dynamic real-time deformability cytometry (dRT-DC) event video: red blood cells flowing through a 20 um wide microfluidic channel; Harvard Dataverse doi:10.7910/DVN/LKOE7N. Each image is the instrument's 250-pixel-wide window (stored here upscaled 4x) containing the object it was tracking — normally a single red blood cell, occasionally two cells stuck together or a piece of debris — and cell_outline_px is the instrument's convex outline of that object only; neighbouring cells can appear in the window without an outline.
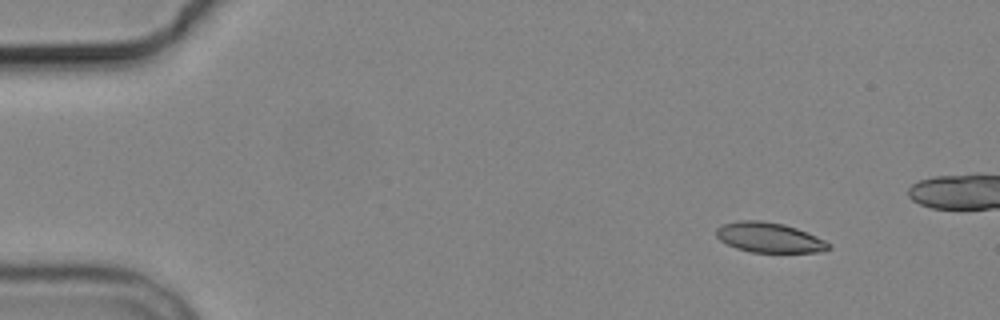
{"species": "common noctule bat (a hibernating species)", "species_latin": "Nyctalus noctula", "temperature_condition": "cold", "stored_images_in_passage": 4, "camera_frame_rate_fps": 3000, "um_per_image_px": 0.085, "animal": {"sex": "male", "body_mass_g": 19.2, "forearm_length_mm": 51.8}, "frame": {"image": 1, "passage_image": 1, "time_ms": 0.0, "image_size_px": [1000, 320], "cell_outline_px": [[832, 248], [820, 252], [752, 252], [736, 248], [720, 240], [716, 236], [716, 228], [724, 224], [740, 220], [760, 220], [784, 224], [796, 228], [816, 236], [832, 244]], "centroid_in_image_um": [65.4, 20.19], "position_along_channel_um": 19.6, "area_um2": 19.59}}